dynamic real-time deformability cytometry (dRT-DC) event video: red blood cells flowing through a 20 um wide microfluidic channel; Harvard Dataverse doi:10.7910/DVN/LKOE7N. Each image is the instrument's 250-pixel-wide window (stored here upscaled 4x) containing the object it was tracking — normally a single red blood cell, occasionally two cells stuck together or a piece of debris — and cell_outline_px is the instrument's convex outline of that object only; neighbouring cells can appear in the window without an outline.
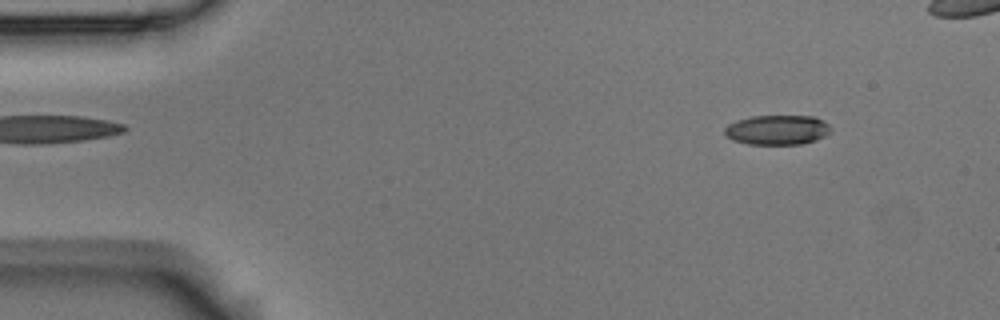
{"species": "Egyptian fruit bat (a non-hibernating species)", "species_latin": "Rousettus aegyptiacus", "temperature_condition": "room temperature", "stored_images_in_passage": 50, "camera_frame_rate_fps": 3000, "um_per_image_px": 0.085, "animal": {"sex": "male"}, "frame": {"image": 1, "passage_image": 6, "time_ms": 1.667, "image_size_px": [1000, 320], "cell_outline_px": [[832, 132], [816, 140], [800, 144], [748, 144], [732, 140], [724, 136], [724, 128], [728, 124], [736, 120], [752, 116], [812, 116], [828, 124], [832, 128]], "centroid_in_image_um": [66.04, 11.04], "position_along_channel_um": 19.0, "area_um2": 18.5}}
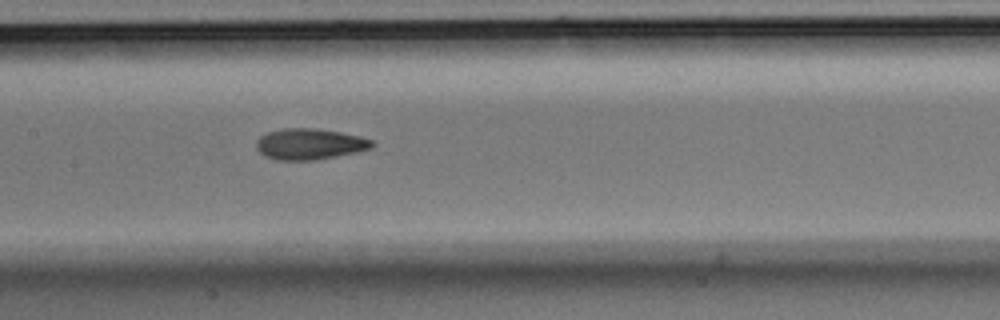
{"frame": {"image": 2, "passage_image": 26, "time_ms": 8.333, "image_size_px": [1000, 320], "cell_outline_px": [[376, 144], [372, 148], [356, 152], [312, 160], [276, 160], [264, 156], [256, 148], [256, 140], [260, 136], [268, 132], [280, 128], [316, 128], [340, 132], [360, 136], [372, 140]], "centroid_in_image_um": [26.3, 12.23], "position_along_channel_um": 181.1, "area_um2": 20.98}}
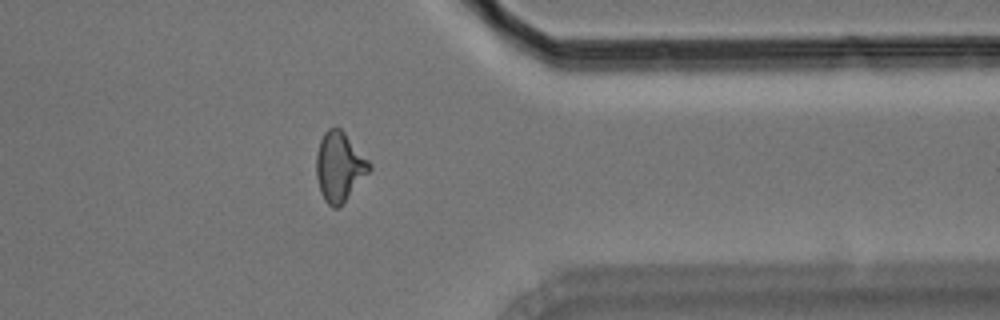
{"frame": {"image": 3, "passage_image": 43, "time_ms": 14.0, "image_size_px": [1000, 320], "cell_outline_px": [[372, 168], [344, 200], [336, 208], [332, 208], [324, 200], [320, 192], [316, 176], [316, 152], [320, 140], [324, 132], [328, 128], [340, 128], [344, 132], [372, 164]], "centroid_in_image_um": [28.82, 14.14], "position_along_channel_um": 382.6, "area_um2": 21.1}, "authors_computed_cell_mechanics": {"area_um2": 20.2589, "velocity_mm_per_s": 3.7419, "shape_relaxation_time_tau1_ms": 6.2023, "shape_relaxation_time_tau2_ms": 2.4014, "deformation_change_tau1": 0.1636, "deformation_change_tau2": 0.0935}}